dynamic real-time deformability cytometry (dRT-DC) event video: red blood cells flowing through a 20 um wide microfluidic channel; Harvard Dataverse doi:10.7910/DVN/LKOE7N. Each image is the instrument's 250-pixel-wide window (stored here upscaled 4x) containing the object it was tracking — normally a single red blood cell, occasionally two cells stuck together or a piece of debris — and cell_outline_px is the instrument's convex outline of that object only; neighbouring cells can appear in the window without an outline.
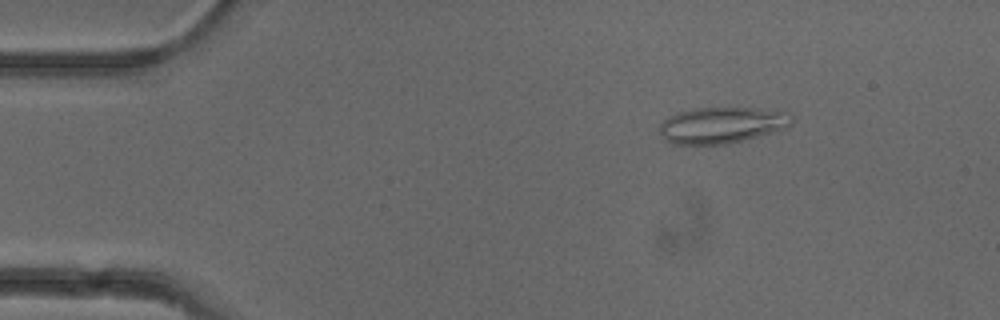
{"species": "common noctule bat (a hibernating species)", "species_latin": "Nyctalus noctula", "temperature_condition": "cold", "stored_images_in_passage": 51, "camera_frame_rate_fps": 3000, "um_per_image_px": 0.085, "animal": {"sex": "female"}, "frame": {"image": 1, "passage_image": 7, "time_ms": 2.0, "image_size_px": [1000, 320], "cell_outline_px": [[792, 124], [784, 128], [772, 132], [744, 140], [724, 144], [672, 144], [664, 140], [660, 132], [660, 124], [664, 120], [680, 112], [692, 108], [776, 108], [788, 112], [792, 116]], "centroid_in_image_um": [61.4, 10.62], "position_along_channel_um": 23.6, "area_um2": 27.98}}
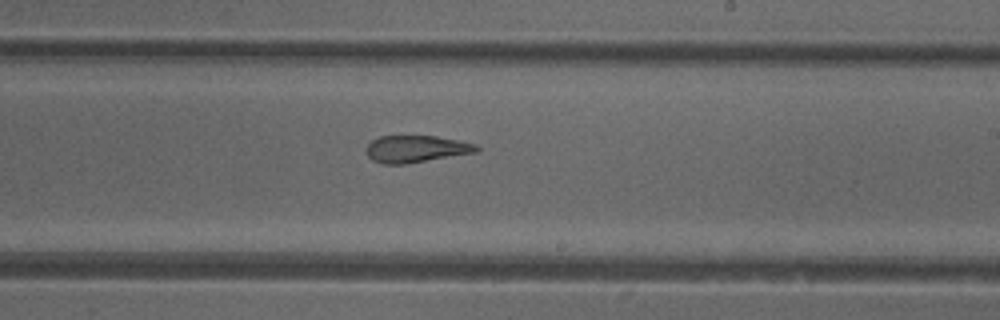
{"frame": {"image": 2, "passage_image": 30, "time_ms": 9.667, "image_size_px": [1000, 320], "cell_outline_px": [[480, 148], [476, 152], [404, 164], [384, 164], [372, 160], [368, 156], [368, 144], [372, 140], [380, 136], [436, 136], [460, 140], [476, 144]], "centroid_in_image_um": [35.38, 12.65], "position_along_channel_um": 253.6, "area_um2": 17.17}}
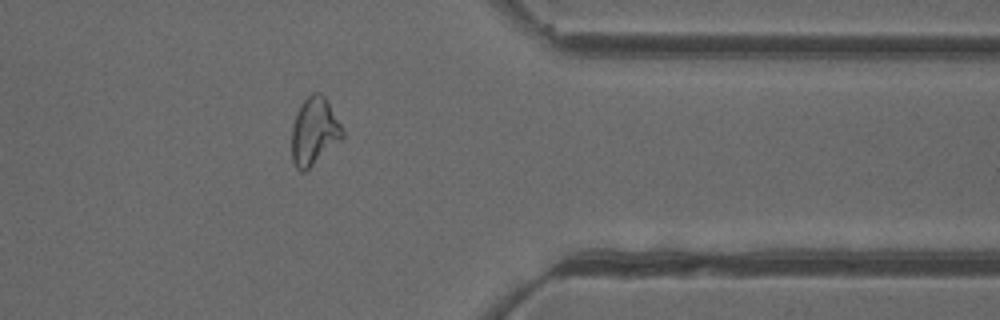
{"frame": {"image": 3, "passage_image": 41, "time_ms": 13.333, "image_size_px": [1000, 320], "cell_outline_px": [[344, 136], [340, 140], [304, 172], [300, 172], [296, 168], [292, 160], [292, 124], [300, 104], [312, 92], [320, 92], [324, 96], [340, 124], [344, 132]], "centroid_in_image_um": [26.68, 11.16], "position_along_channel_um": 384.7, "area_um2": 19.65}, "authors_computed_cell_mechanics": {"area_um2": 19.652, "velocity_mm_per_s": 3.9668, "shape_relaxation_time_tau1_ms": null, "shape_relaxation_time_tau2_ms": 2.4593, "deformation_change_tau1": null, "deformation_change_tau2": 0.1106}}